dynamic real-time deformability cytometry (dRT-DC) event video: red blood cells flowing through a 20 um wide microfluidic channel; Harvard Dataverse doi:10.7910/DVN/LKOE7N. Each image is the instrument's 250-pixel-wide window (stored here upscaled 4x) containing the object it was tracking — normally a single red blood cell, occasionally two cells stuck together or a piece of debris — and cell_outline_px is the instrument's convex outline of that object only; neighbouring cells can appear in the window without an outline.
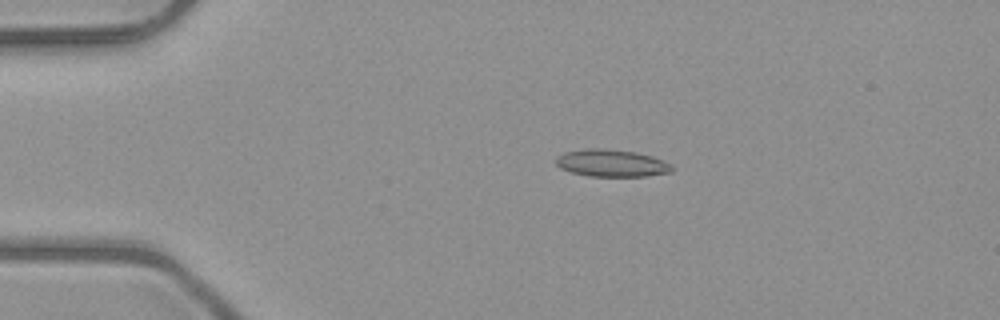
{"species": "common noctule bat (a hibernating species)", "species_latin": "Nyctalus noctula", "temperature_condition": "room temperature", "stored_images_in_passage": 51, "camera_frame_rate_fps": 3000, "um_per_image_px": 0.085, "animal": {"sex": "male", "body_mass_g": 23.1, "forearm_length_mm": 52.7}, "frame": {"image": 1, "passage_image": 10, "time_ms": 3.0, "image_size_px": [1000, 320], "cell_outline_px": [[672, 172], [644, 176], [588, 176], [572, 172], [560, 168], [556, 164], [556, 156], [564, 152], [588, 148], [604, 148], [636, 152], [652, 156], [668, 164], [672, 168]], "centroid_in_image_um": [51.92, 13.86], "position_along_channel_um": 33.1, "area_um2": 18.26}}
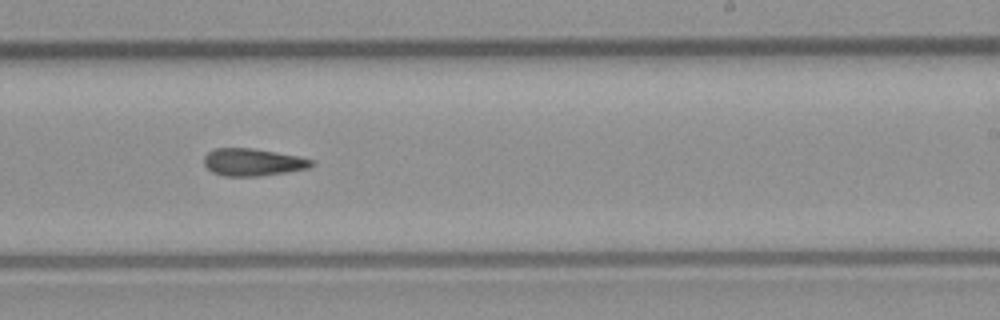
{"frame": {"image": 2, "passage_image": 31, "time_ms": 10.0, "image_size_px": [1000, 320], "cell_outline_px": [[312, 164], [308, 168], [288, 172], [260, 176], [224, 176], [212, 172], [204, 164], [204, 156], [208, 152], [216, 148], [252, 148], [276, 152], [296, 156], [312, 160]], "centroid_in_image_um": [21.45, 13.79], "position_along_channel_um": 267.6, "area_um2": 16.99}}
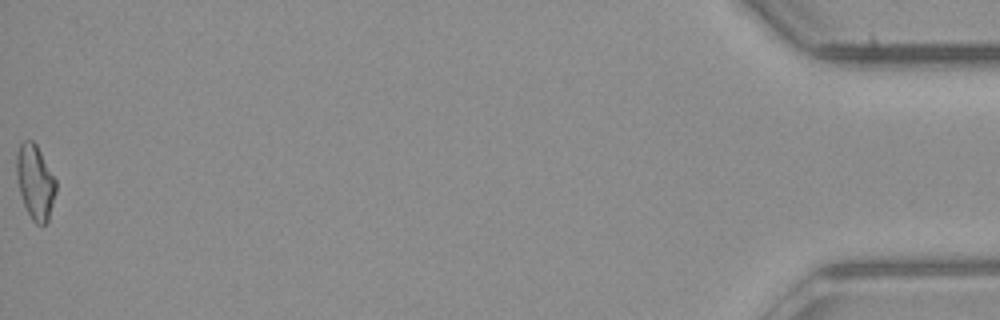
{"frame": {"image": 3, "passage_image": 51, "time_ms": 16.667, "image_size_px": [1000, 320], "cell_outline_px": [[56, 192], [48, 220], [44, 224], [36, 224], [32, 220], [24, 204], [20, 192], [16, 176], [16, 152], [20, 144], [24, 140], [32, 140], [36, 144], [56, 180]], "centroid_in_image_um": [2.98, 15.45], "position_along_channel_um": 432.2, "area_um2": 16.99}}